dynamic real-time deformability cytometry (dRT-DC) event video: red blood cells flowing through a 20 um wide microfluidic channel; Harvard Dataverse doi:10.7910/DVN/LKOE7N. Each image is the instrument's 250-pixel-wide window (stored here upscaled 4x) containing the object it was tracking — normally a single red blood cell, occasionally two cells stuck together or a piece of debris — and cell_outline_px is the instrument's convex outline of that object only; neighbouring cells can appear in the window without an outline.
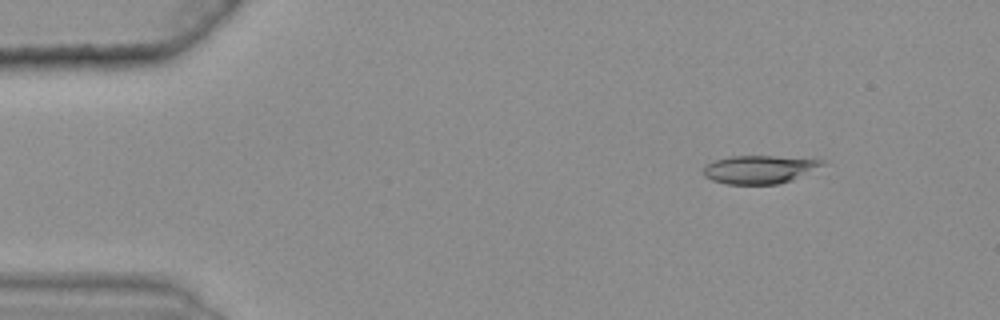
{"species": "common noctule bat (a hibernating species)", "species_latin": "Nyctalus noctula", "temperature_condition": "warm", "stored_images_in_passage": 48, "camera_frame_rate_fps": 3000, "um_per_image_px": 0.085, "animal": {"sex": "female", "body_mass_g": 25.1}, "frame": {"image": 1, "passage_image": 6, "time_ms": 1.667, "image_size_px": [1000, 320], "cell_outline_px": [[828, 164], [792, 180], [776, 184], [724, 184], [712, 180], [704, 176], [704, 164], [716, 160], [732, 156], [776, 156], [824, 160]], "centroid_in_image_um": [64.57, 14.4], "position_along_channel_um": 20.4, "area_um2": 19.59}}
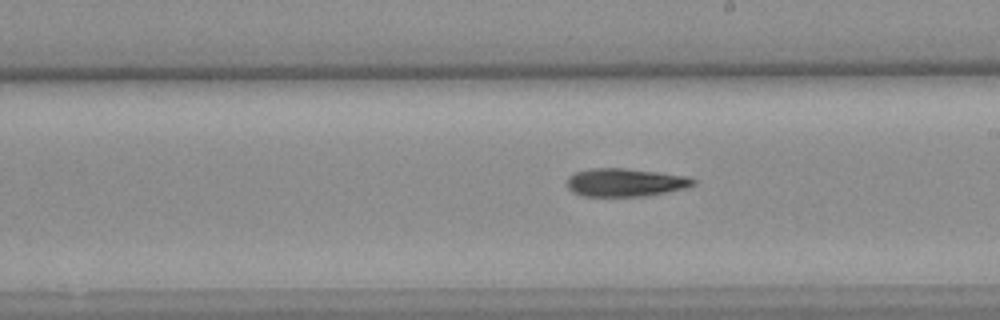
{"frame": {"image": 2, "passage_image": 31, "time_ms": 10.0, "image_size_px": [1000, 320], "cell_outline_px": [[696, 184], [684, 188], [668, 192], [644, 196], [584, 196], [572, 192], [568, 188], [568, 176], [576, 172], [592, 168], [624, 168], [688, 176], [696, 180]], "centroid_in_image_um": [53.15, 15.51], "position_along_channel_um": 235.8, "area_um2": 20.63}}
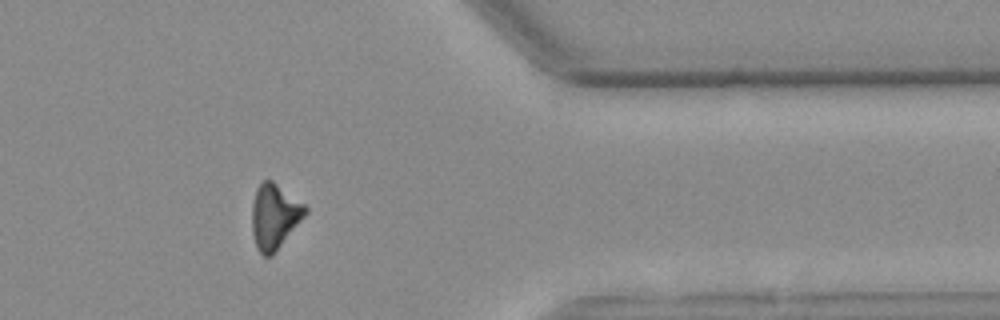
{"frame": {"image": 3, "passage_image": 45, "time_ms": 14.667, "image_size_px": [1000, 320], "cell_outline_px": [[308, 212], [272, 256], [264, 256], [256, 248], [252, 232], [252, 204], [256, 188], [264, 180], [272, 180], [304, 204], [308, 208]], "centroid_in_image_um": [23.32, 18.4], "position_along_channel_um": 388.1, "area_um2": 20.11}}